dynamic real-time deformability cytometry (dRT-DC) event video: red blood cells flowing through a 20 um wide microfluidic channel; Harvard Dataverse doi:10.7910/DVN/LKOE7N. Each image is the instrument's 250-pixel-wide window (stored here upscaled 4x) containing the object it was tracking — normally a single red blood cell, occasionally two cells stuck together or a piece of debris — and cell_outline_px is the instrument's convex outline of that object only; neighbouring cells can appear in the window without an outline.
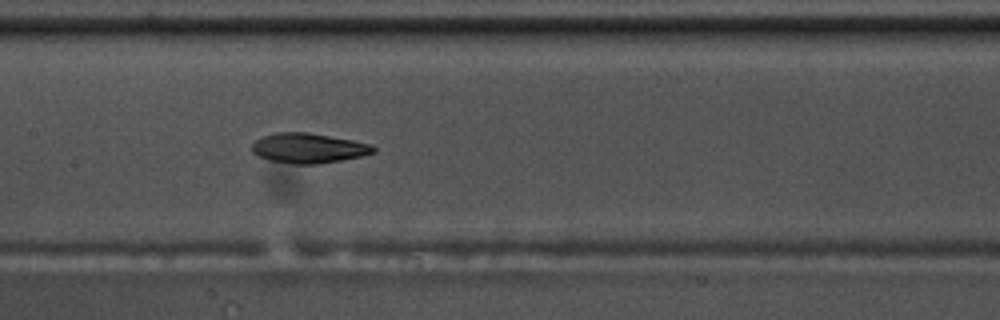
{"species": "common noctule bat (a hibernating species)", "species_latin": "Nyctalus noctula", "temperature_condition": "warm", "stored_images_in_passage": 39, "camera_frame_rate_fps": 3000, "um_per_image_px": 0.085, "animal": {"sex": "male", "body_mass_g": 17.5, "forearm_length_mm": 52.3}, "frame": {"image": 1, "passage_image": 12, "time_ms": 3.667, "image_size_px": [1000, 320], "cell_outline_px": [[376, 152], [360, 156], [320, 164], [292, 164], [268, 160], [252, 152], [252, 144], [256, 140], [264, 136], [276, 132], [308, 132], [352, 140], [372, 144], [376, 148]], "centroid_in_image_um": [26.22, 12.59], "position_along_channel_um": 181.2, "area_um2": 21.15}}
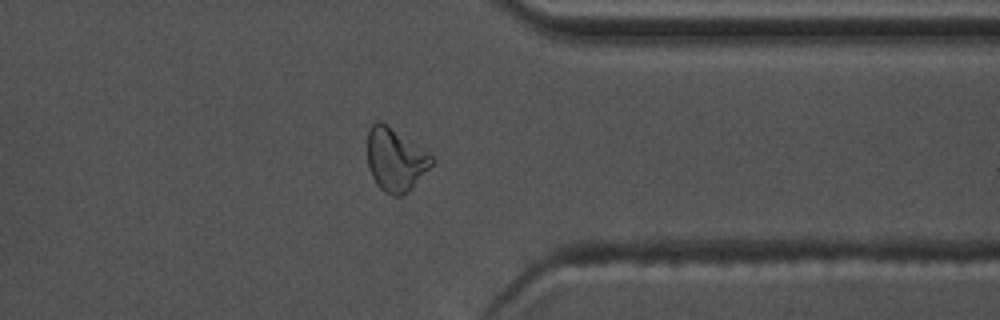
{"frame": {"image": 2, "passage_image": 28, "time_ms": 9.0, "image_size_px": [1000, 320], "cell_outline_px": [[436, 160], [408, 192], [400, 196], [392, 196], [384, 192], [376, 184], [368, 168], [368, 128], [376, 120], [380, 120], [428, 152]], "centroid_in_image_um": [33.59, 13.58], "position_along_channel_um": 377.8, "area_um2": 23.58}, "authors_computed_cell_mechanics": {"area_um2": 21.2704, "velocity_mm_per_s": 3.7898, "shape_relaxation_time_tau1_ms": 4.9776, "shape_relaxation_time_tau2_ms": 2.5144, "deformation_change_tau1": 0.1969, "deformation_change_tau2": 0.0936}}